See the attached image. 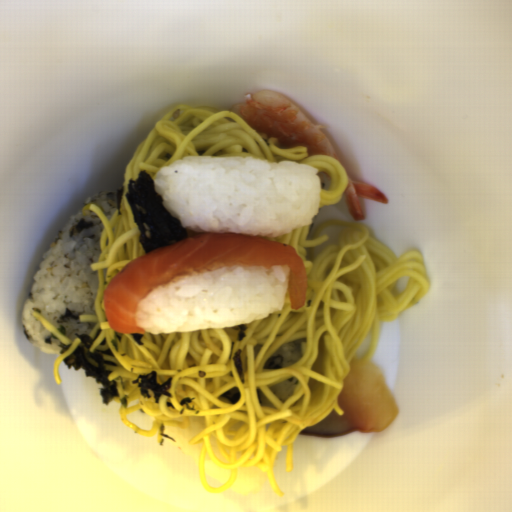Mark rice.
<instances>
[{"label": "rice", "instance_id": "obj_2", "mask_svg": "<svg viewBox=\"0 0 512 512\" xmlns=\"http://www.w3.org/2000/svg\"><path fill=\"white\" fill-rule=\"evenodd\" d=\"M96 202L110 221L118 209L117 191L100 192L86 198L80 210L71 215L57 234L35 272L34 282L22 309V326L32 346L48 354H60L62 343L33 315L40 314L71 342L76 334H89L97 322H81L80 316H96L99 290L98 272L91 265L100 258L103 220L85 205Z\"/></svg>", "mask_w": 512, "mask_h": 512}, {"label": "rice", "instance_id": "obj_3", "mask_svg": "<svg viewBox=\"0 0 512 512\" xmlns=\"http://www.w3.org/2000/svg\"><path fill=\"white\" fill-rule=\"evenodd\" d=\"M290 270L232 266L175 279L140 301L138 325L169 335L264 320L284 309Z\"/></svg>", "mask_w": 512, "mask_h": 512}, {"label": "rice", "instance_id": "obj_1", "mask_svg": "<svg viewBox=\"0 0 512 512\" xmlns=\"http://www.w3.org/2000/svg\"><path fill=\"white\" fill-rule=\"evenodd\" d=\"M152 183L164 209L193 233L273 238L320 211L319 170L285 160L193 155L160 168Z\"/></svg>", "mask_w": 512, "mask_h": 512}]
</instances>
